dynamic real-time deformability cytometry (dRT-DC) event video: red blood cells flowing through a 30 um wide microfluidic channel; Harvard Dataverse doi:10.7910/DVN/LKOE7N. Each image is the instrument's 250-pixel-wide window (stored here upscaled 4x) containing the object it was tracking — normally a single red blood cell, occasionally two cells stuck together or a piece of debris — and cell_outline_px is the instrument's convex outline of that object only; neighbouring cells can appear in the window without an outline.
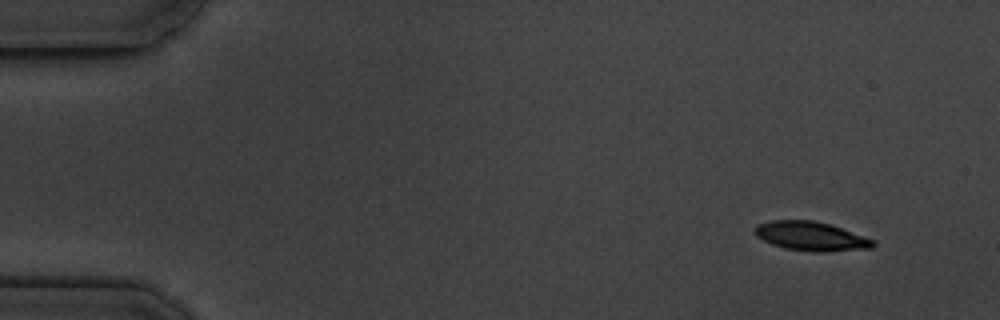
{"species": "common noctule bat (a hibernating species)", "species_latin": "Nyctalus noctula", "temperature_condition": "cold", "stored_images_in_passage": 3, "camera_frame_rate_fps": 3000, "um_per_image_px": 0.085, "animal": {"sex": "male", "body_mass_g": 19.5, "forearm_length_mm": 54.6}, "frame": {"image": 1, "passage_image": 1, "time_ms": 0.0, "image_size_px": [1000, 320], "cell_outline_px": [[876, 244], [872, 248], [824, 252], [820, 252], [784, 248], [772, 244], [756, 236], [752, 232], [752, 228], [756, 224], [772, 220], [812, 220], [832, 224], [876, 240]], "centroid_in_image_um": [68.93, 20.06], "position_along_channel_um": 16.1, "area_um2": 20.35}}